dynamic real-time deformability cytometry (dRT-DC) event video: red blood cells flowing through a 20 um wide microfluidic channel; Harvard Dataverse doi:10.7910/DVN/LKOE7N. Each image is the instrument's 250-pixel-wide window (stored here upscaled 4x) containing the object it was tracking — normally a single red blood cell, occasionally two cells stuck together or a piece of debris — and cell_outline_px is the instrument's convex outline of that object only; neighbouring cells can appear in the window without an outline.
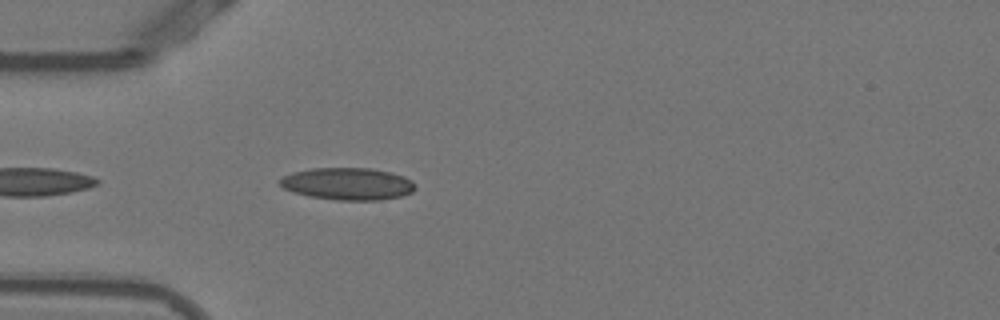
{"species": "Egyptian fruit bat (a non-hibernating species)", "species_latin": "Rousettus aegyptiacus", "temperature_condition": "warm", "stored_images_in_passage": 26, "camera_frame_rate_fps": 3000, "um_per_image_px": 0.085, "animal": {"sex": "female"}, "frame": {"image": 1, "passage_image": 3, "time_ms": 0.667, "image_size_px": [1000, 320], "cell_outline_px": [[416, 188], [412, 192], [400, 196], [380, 200], [336, 200], [308, 196], [292, 192], [284, 188], [280, 184], [280, 176], [292, 172], [312, 168], [372, 168], [392, 172], [404, 176], [412, 180]], "centroid_in_image_um": [29.54, 15.62], "position_along_channel_um": 55.5, "area_um2": 25.61}}
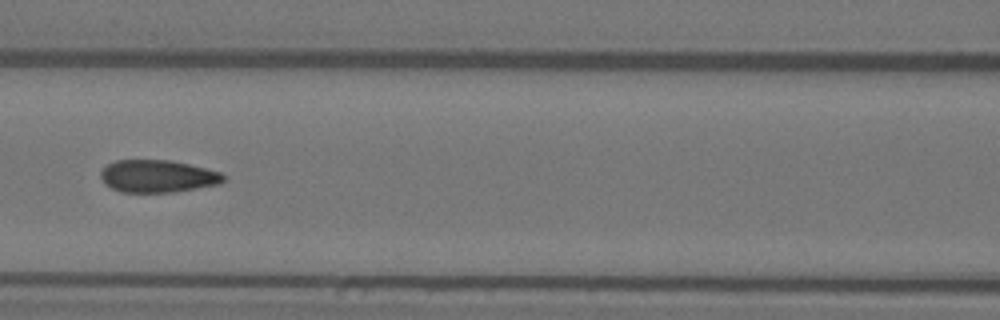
{"frame": {"image": 2, "passage_image": 11, "time_ms": 3.333, "image_size_px": [1000, 320], "cell_outline_px": [[224, 180], [220, 184], [172, 192], [120, 192], [104, 184], [100, 176], [100, 172], [108, 164], [116, 160], [172, 160], [220, 172], [224, 176]], "centroid_in_image_um": [13.37, 14.98], "position_along_channel_um": 153.2, "area_um2": 23.12}}
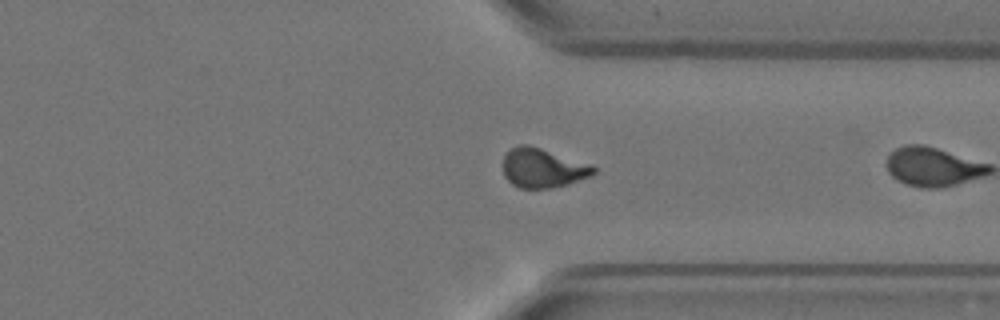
{"frame": {"image": 3, "passage_image": 25, "time_ms": 8.0, "image_size_px": [1000, 320], "cell_outline_px": [[596, 172], [592, 176], [568, 184], [552, 188], [520, 188], [512, 184], [504, 176], [504, 156], [516, 144], [528, 144], [592, 164], [596, 168]], "centroid_in_image_um": [46.17, 14.28], "position_along_channel_um": 365.2, "area_um2": 20.87}}